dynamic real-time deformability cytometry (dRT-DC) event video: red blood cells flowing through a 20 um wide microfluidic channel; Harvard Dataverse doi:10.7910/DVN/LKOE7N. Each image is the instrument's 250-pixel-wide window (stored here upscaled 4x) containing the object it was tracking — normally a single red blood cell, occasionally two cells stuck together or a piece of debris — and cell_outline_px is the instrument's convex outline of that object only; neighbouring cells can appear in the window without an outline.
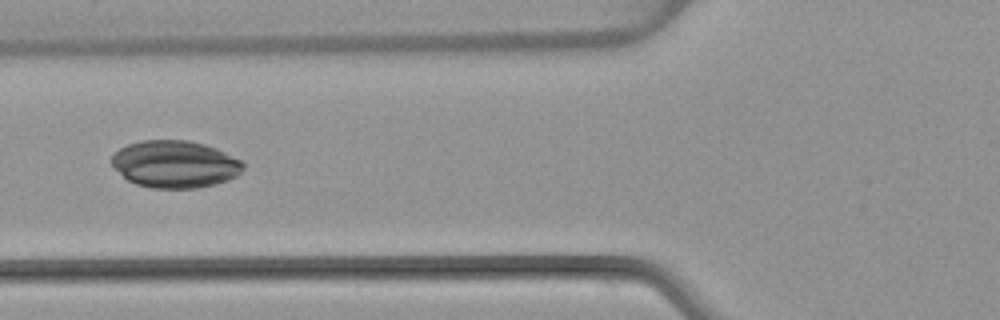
{"species": "common noctule bat (a hibernating species)", "species_latin": "Nyctalus noctula", "temperature_condition": "warm", "stored_images_in_passage": 6, "camera_frame_rate_fps": 3000, "um_per_image_px": 0.085, "animal": {"sex": "female", "body_mass_g": 22.7, "forearm_length_mm": 54.2}, "frame": {"image": 1, "passage_image": 5, "time_ms": 5.667, "image_size_px": [1000, 320], "cell_outline_px": [[244, 168], [236, 176], [228, 180], [216, 184], [196, 188], [152, 188], [136, 184], [128, 180], [112, 164], [112, 156], [120, 148], [128, 144], [144, 140], [188, 140], [204, 144], [216, 148], [244, 160]], "centroid_in_image_um": [14.92, 13.95], "position_along_channel_um": 110.9, "area_um2": 36.18}}
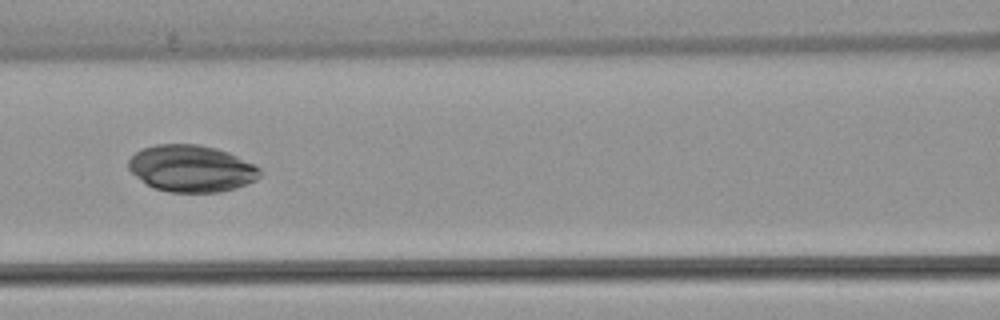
{"frame": {"image": 2, "passage_image": 6, "time_ms": 6.667, "image_size_px": [1000, 320], "cell_outline_px": [[260, 176], [256, 180], [220, 192], [172, 192], [156, 188], [148, 184], [136, 176], [128, 168], [128, 160], [136, 152], [144, 148], [156, 144], [200, 144], [216, 148], [228, 152], [256, 164], [260, 168]], "centroid_in_image_um": [16.29, 14.3], "position_along_channel_um": 150.3, "area_um2": 35.6}}